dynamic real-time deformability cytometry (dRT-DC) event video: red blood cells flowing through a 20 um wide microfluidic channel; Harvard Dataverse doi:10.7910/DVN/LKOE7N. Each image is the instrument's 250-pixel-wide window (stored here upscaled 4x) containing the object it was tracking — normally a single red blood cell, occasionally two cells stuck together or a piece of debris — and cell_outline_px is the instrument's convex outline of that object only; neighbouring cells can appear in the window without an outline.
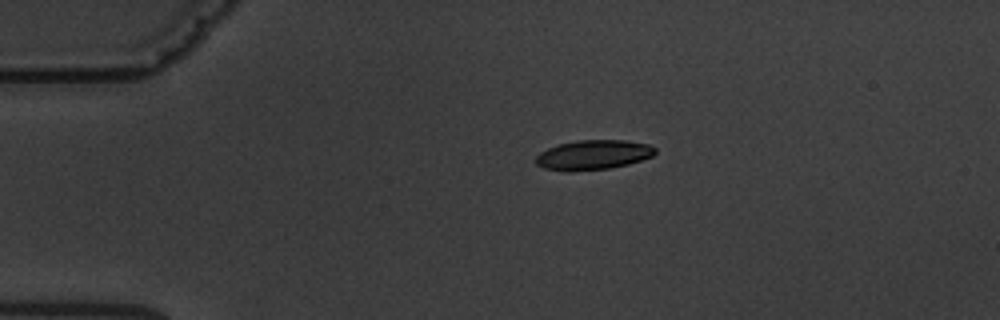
{"species": "common noctule bat (a hibernating species)", "species_latin": "Nyctalus noctula", "temperature_condition": "warm", "stored_images_in_passage": 3, "camera_frame_rate_fps": 3000, "um_per_image_px": 0.085, "animal": {"sex": "male", "body_mass_g": 19.5, "forearm_length_mm": 54.6}, "frame": {"image": 1, "passage_image": 1, "time_ms": 0.0, "image_size_px": [1000, 320], "cell_outline_px": [[656, 152], [652, 156], [628, 164], [608, 168], [572, 172], [564, 172], [544, 168], [536, 164], [536, 156], [540, 152], [556, 144], [580, 140], [624, 140], [648, 144], [656, 148]], "centroid_in_image_um": [50.39, 13.17], "position_along_channel_um": 34.6, "area_um2": 20.75}}
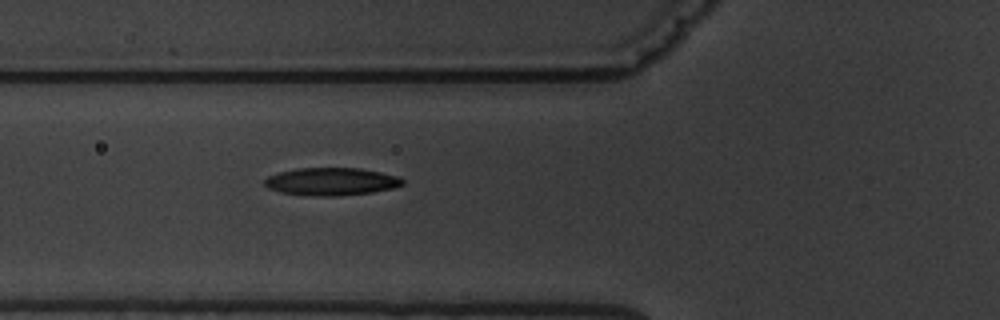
{"frame": {"image": 2, "passage_image": 3, "time_ms": 3.0, "image_size_px": [1000, 320], "cell_outline_px": [[404, 184], [392, 188], [372, 192], [336, 196], [304, 196], [280, 192], [268, 188], [264, 184], [264, 180], [268, 176], [280, 172], [296, 168], [360, 168], [380, 172], [396, 176], [404, 180]], "centroid_in_image_um": [28.12, 15.44], "position_along_channel_um": 97.7, "area_um2": 22.31}}